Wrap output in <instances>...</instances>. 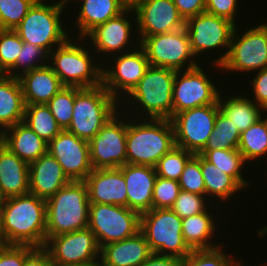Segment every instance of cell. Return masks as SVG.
Masks as SVG:
<instances>
[{"label":"cell","mask_w":267,"mask_h":266,"mask_svg":"<svg viewBox=\"0 0 267 266\" xmlns=\"http://www.w3.org/2000/svg\"><path fill=\"white\" fill-rule=\"evenodd\" d=\"M24 266H54L44 247H35L26 257Z\"/></svg>","instance_id":"f907efd6"},{"label":"cell","mask_w":267,"mask_h":266,"mask_svg":"<svg viewBox=\"0 0 267 266\" xmlns=\"http://www.w3.org/2000/svg\"><path fill=\"white\" fill-rule=\"evenodd\" d=\"M193 155L192 152L175 145L159 159L155 166L157 176L178 181L185 164Z\"/></svg>","instance_id":"74e56055"},{"label":"cell","mask_w":267,"mask_h":266,"mask_svg":"<svg viewBox=\"0 0 267 266\" xmlns=\"http://www.w3.org/2000/svg\"><path fill=\"white\" fill-rule=\"evenodd\" d=\"M71 180L48 152L29 164V193L47 200Z\"/></svg>","instance_id":"603a6c76"},{"label":"cell","mask_w":267,"mask_h":266,"mask_svg":"<svg viewBox=\"0 0 267 266\" xmlns=\"http://www.w3.org/2000/svg\"><path fill=\"white\" fill-rule=\"evenodd\" d=\"M118 103L103 84L89 88L75 87L72 119L66 130L89 142L121 106H128Z\"/></svg>","instance_id":"8992f818"},{"label":"cell","mask_w":267,"mask_h":266,"mask_svg":"<svg viewBox=\"0 0 267 266\" xmlns=\"http://www.w3.org/2000/svg\"><path fill=\"white\" fill-rule=\"evenodd\" d=\"M222 94H220L218 101L219 109L231 120L232 124L237 127L240 133L263 116L264 110L250 96H239L237 93L236 96L231 95L229 97L226 94V97H224Z\"/></svg>","instance_id":"4dcf8cb0"},{"label":"cell","mask_w":267,"mask_h":266,"mask_svg":"<svg viewBox=\"0 0 267 266\" xmlns=\"http://www.w3.org/2000/svg\"><path fill=\"white\" fill-rule=\"evenodd\" d=\"M22 46V39L13 29H0V63L7 73L14 67Z\"/></svg>","instance_id":"7bdbcfd3"},{"label":"cell","mask_w":267,"mask_h":266,"mask_svg":"<svg viewBox=\"0 0 267 266\" xmlns=\"http://www.w3.org/2000/svg\"><path fill=\"white\" fill-rule=\"evenodd\" d=\"M178 183L183 191L206 196L205 183L200 169V154H194L187 161Z\"/></svg>","instance_id":"b9f144b4"},{"label":"cell","mask_w":267,"mask_h":266,"mask_svg":"<svg viewBox=\"0 0 267 266\" xmlns=\"http://www.w3.org/2000/svg\"><path fill=\"white\" fill-rule=\"evenodd\" d=\"M209 210L211 209L182 219V236L191 250L210 249L221 245V242L216 244L211 241L218 229L215 224L216 218H213L214 214Z\"/></svg>","instance_id":"f546056e"},{"label":"cell","mask_w":267,"mask_h":266,"mask_svg":"<svg viewBox=\"0 0 267 266\" xmlns=\"http://www.w3.org/2000/svg\"><path fill=\"white\" fill-rule=\"evenodd\" d=\"M200 154L221 171L232 176L244 189L251 185L249 180L244 179L242 169L246 162L238 149L203 150Z\"/></svg>","instance_id":"836d02e7"},{"label":"cell","mask_w":267,"mask_h":266,"mask_svg":"<svg viewBox=\"0 0 267 266\" xmlns=\"http://www.w3.org/2000/svg\"><path fill=\"white\" fill-rule=\"evenodd\" d=\"M90 202L85 181H70L46 200V241L88 227Z\"/></svg>","instance_id":"3957f363"},{"label":"cell","mask_w":267,"mask_h":266,"mask_svg":"<svg viewBox=\"0 0 267 266\" xmlns=\"http://www.w3.org/2000/svg\"><path fill=\"white\" fill-rule=\"evenodd\" d=\"M218 104L187 109L170 120L174 128L175 145L193 154H200L214 130Z\"/></svg>","instance_id":"4fadbf2b"},{"label":"cell","mask_w":267,"mask_h":266,"mask_svg":"<svg viewBox=\"0 0 267 266\" xmlns=\"http://www.w3.org/2000/svg\"><path fill=\"white\" fill-rule=\"evenodd\" d=\"M182 259L153 253L140 266H181Z\"/></svg>","instance_id":"816d5d0a"},{"label":"cell","mask_w":267,"mask_h":266,"mask_svg":"<svg viewBox=\"0 0 267 266\" xmlns=\"http://www.w3.org/2000/svg\"><path fill=\"white\" fill-rule=\"evenodd\" d=\"M263 116L241 132L238 150L246 164L256 159L267 156V121Z\"/></svg>","instance_id":"d6a6232c"},{"label":"cell","mask_w":267,"mask_h":266,"mask_svg":"<svg viewBox=\"0 0 267 266\" xmlns=\"http://www.w3.org/2000/svg\"><path fill=\"white\" fill-rule=\"evenodd\" d=\"M140 231L155 254L184 259L192 251L182 236V218L171 208H152L142 213Z\"/></svg>","instance_id":"9c48e42d"},{"label":"cell","mask_w":267,"mask_h":266,"mask_svg":"<svg viewBox=\"0 0 267 266\" xmlns=\"http://www.w3.org/2000/svg\"><path fill=\"white\" fill-rule=\"evenodd\" d=\"M238 4V0H206L205 12L225 18L237 25L235 19Z\"/></svg>","instance_id":"7dc6e473"},{"label":"cell","mask_w":267,"mask_h":266,"mask_svg":"<svg viewBox=\"0 0 267 266\" xmlns=\"http://www.w3.org/2000/svg\"><path fill=\"white\" fill-rule=\"evenodd\" d=\"M72 38L70 36L49 53L48 64L64 86L89 88L101 85L103 66L94 59L96 52L91 53L90 48L87 50L83 46L87 42L85 38Z\"/></svg>","instance_id":"277c9868"},{"label":"cell","mask_w":267,"mask_h":266,"mask_svg":"<svg viewBox=\"0 0 267 266\" xmlns=\"http://www.w3.org/2000/svg\"><path fill=\"white\" fill-rule=\"evenodd\" d=\"M49 54L39 46L23 42L14 67L8 76L19 77L21 74L48 64Z\"/></svg>","instance_id":"f35d334b"},{"label":"cell","mask_w":267,"mask_h":266,"mask_svg":"<svg viewBox=\"0 0 267 266\" xmlns=\"http://www.w3.org/2000/svg\"><path fill=\"white\" fill-rule=\"evenodd\" d=\"M8 76V73L6 72V70L2 67L1 63H0V80L5 79Z\"/></svg>","instance_id":"6f0895ef"},{"label":"cell","mask_w":267,"mask_h":266,"mask_svg":"<svg viewBox=\"0 0 267 266\" xmlns=\"http://www.w3.org/2000/svg\"><path fill=\"white\" fill-rule=\"evenodd\" d=\"M135 38L136 36L133 38L134 42L137 40L143 48L150 66L181 71L201 65L194 59L185 27L170 33Z\"/></svg>","instance_id":"30bf717a"},{"label":"cell","mask_w":267,"mask_h":266,"mask_svg":"<svg viewBox=\"0 0 267 266\" xmlns=\"http://www.w3.org/2000/svg\"><path fill=\"white\" fill-rule=\"evenodd\" d=\"M173 3L185 21L205 12L206 0H173Z\"/></svg>","instance_id":"681fc988"},{"label":"cell","mask_w":267,"mask_h":266,"mask_svg":"<svg viewBox=\"0 0 267 266\" xmlns=\"http://www.w3.org/2000/svg\"><path fill=\"white\" fill-rule=\"evenodd\" d=\"M88 228L99 247L121 241L140 231V214L128 207L90 203Z\"/></svg>","instance_id":"8fae6325"},{"label":"cell","mask_w":267,"mask_h":266,"mask_svg":"<svg viewBox=\"0 0 267 266\" xmlns=\"http://www.w3.org/2000/svg\"><path fill=\"white\" fill-rule=\"evenodd\" d=\"M200 169L205 183L206 196L220 202L231 201L236 193L244 189L232 176L221 171L217 166L208 162L200 154ZM210 196V197H209ZM214 197V198H213ZM231 197V199H230ZM225 200V201H224Z\"/></svg>","instance_id":"1f68e13d"},{"label":"cell","mask_w":267,"mask_h":266,"mask_svg":"<svg viewBox=\"0 0 267 266\" xmlns=\"http://www.w3.org/2000/svg\"><path fill=\"white\" fill-rule=\"evenodd\" d=\"M34 248L30 245H4L0 249V266H24L25 257Z\"/></svg>","instance_id":"bcb514c9"},{"label":"cell","mask_w":267,"mask_h":266,"mask_svg":"<svg viewBox=\"0 0 267 266\" xmlns=\"http://www.w3.org/2000/svg\"><path fill=\"white\" fill-rule=\"evenodd\" d=\"M127 119V163L155 167L175 146L174 128L167 119ZM136 120V122H134ZM142 120V121H141Z\"/></svg>","instance_id":"7a4b0ae2"},{"label":"cell","mask_w":267,"mask_h":266,"mask_svg":"<svg viewBox=\"0 0 267 266\" xmlns=\"http://www.w3.org/2000/svg\"><path fill=\"white\" fill-rule=\"evenodd\" d=\"M263 112L266 113V112H267V109H265ZM266 115H267V114H266ZM266 115H265L264 117L266 118V121H267V116H266Z\"/></svg>","instance_id":"91938a15"},{"label":"cell","mask_w":267,"mask_h":266,"mask_svg":"<svg viewBox=\"0 0 267 266\" xmlns=\"http://www.w3.org/2000/svg\"><path fill=\"white\" fill-rule=\"evenodd\" d=\"M3 246H4V243H3L2 239H1V236H0V249H1Z\"/></svg>","instance_id":"680465c9"},{"label":"cell","mask_w":267,"mask_h":266,"mask_svg":"<svg viewBox=\"0 0 267 266\" xmlns=\"http://www.w3.org/2000/svg\"><path fill=\"white\" fill-rule=\"evenodd\" d=\"M235 27L229 50L210 62L212 66L230 72H257L267 67V23L250 27L240 33ZM238 31V32H237ZM214 62V63H213ZM214 64V65H213Z\"/></svg>","instance_id":"52a82bcc"},{"label":"cell","mask_w":267,"mask_h":266,"mask_svg":"<svg viewBox=\"0 0 267 266\" xmlns=\"http://www.w3.org/2000/svg\"><path fill=\"white\" fill-rule=\"evenodd\" d=\"M70 1H73L74 2V0H60V1L56 2V4L58 6H60L61 8H63V9H66L67 7H64V6H66V5L68 6V4L70 3ZM75 1H77L79 3L80 0H75Z\"/></svg>","instance_id":"11a10c76"},{"label":"cell","mask_w":267,"mask_h":266,"mask_svg":"<svg viewBox=\"0 0 267 266\" xmlns=\"http://www.w3.org/2000/svg\"><path fill=\"white\" fill-rule=\"evenodd\" d=\"M223 244L210 249L192 250L181 266H240L241 261L223 251ZM232 256V257H231Z\"/></svg>","instance_id":"8d00e7d4"},{"label":"cell","mask_w":267,"mask_h":266,"mask_svg":"<svg viewBox=\"0 0 267 266\" xmlns=\"http://www.w3.org/2000/svg\"><path fill=\"white\" fill-rule=\"evenodd\" d=\"M122 171L127 191V207L140 215L152 209L156 169L149 165L126 163L119 167Z\"/></svg>","instance_id":"7402d4cb"},{"label":"cell","mask_w":267,"mask_h":266,"mask_svg":"<svg viewBox=\"0 0 267 266\" xmlns=\"http://www.w3.org/2000/svg\"><path fill=\"white\" fill-rule=\"evenodd\" d=\"M120 110L89 141L93 169L119 168L127 163V117L124 118L126 110Z\"/></svg>","instance_id":"7c38bea8"},{"label":"cell","mask_w":267,"mask_h":266,"mask_svg":"<svg viewBox=\"0 0 267 266\" xmlns=\"http://www.w3.org/2000/svg\"><path fill=\"white\" fill-rule=\"evenodd\" d=\"M37 0H0V29H15Z\"/></svg>","instance_id":"60d3db41"},{"label":"cell","mask_w":267,"mask_h":266,"mask_svg":"<svg viewBox=\"0 0 267 266\" xmlns=\"http://www.w3.org/2000/svg\"><path fill=\"white\" fill-rule=\"evenodd\" d=\"M174 80L175 70L149 66L144 77L126 98L129 106L134 103V105L131 106L133 111L137 112L139 109L140 112L138 113H142L136 116L135 112L132 113L131 109H128V111H130L128 112L130 113L129 116L133 114V119H138L140 116L142 119L145 117V119L170 120L173 117L172 94ZM130 99L132 100L131 102L129 101ZM133 107L136 110H134Z\"/></svg>","instance_id":"5b68a950"},{"label":"cell","mask_w":267,"mask_h":266,"mask_svg":"<svg viewBox=\"0 0 267 266\" xmlns=\"http://www.w3.org/2000/svg\"><path fill=\"white\" fill-rule=\"evenodd\" d=\"M126 8L134 9L140 2L145 0H121Z\"/></svg>","instance_id":"db71d44e"},{"label":"cell","mask_w":267,"mask_h":266,"mask_svg":"<svg viewBox=\"0 0 267 266\" xmlns=\"http://www.w3.org/2000/svg\"><path fill=\"white\" fill-rule=\"evenodd\" d=\"M69 266H103V264H102L101 257H99L88 262H82V263L73 264Z\"/></svg>","instance_id":"f5cc1de1"},{"label":"cell","mask_w":267,"mask_h":266,"mask_svg":"<svg viewBox=\"0 0 267 266\" xmlns=\"http://www.w3.org/2000/svg\"><path fill=\"white\" fill-rule=\"evenodd\" d=\"M25 103L17 77L0 80V133L8 127L23 122Z\"/></svg>","instance_id":"f1b7e54d"},{"label":"cell","mask_w":267,"mask_h":266,"mask_svg":"<svg viewBox=\"0 0 267 266\" xmlns=\"http://www.w3.org/2000/svg\"><path fill=\"white\" fill-rule=\"evenodd\" d=\"M0 236L4 245L44 247L46 200L30 193L6 198L0 213Z\"/></svg>","instance_id":"6da1fadb"},{"label":"cell","mask_w":267,"mask_h":266,"mask_svg":"<svg viewBox=\"0 0 267 266\" xmlns=\"http://www.w3.org/2000/svg\"><path fill=\"white\" fill-rule=\"evenodd\" d=\"M111 57L113 64L111 62L109 64L113 66L108 65L106 68H102V84L119 104L125 103V98L144 77L150 66L149 61L140 45L131 51L119 55L115 54ZM123 96L126 97L122 98Z\"/></svg>","instance_id":"5bb4252c"},{"label":"cell","mask_w":267,"mask_h":266,"mask_svg":"<svg viewBox=\"0 0 267 266\" xmlns=\"http://www.w3.org/2000/svg\"><path fill=\"white\" fill-rule=\"evenodd\" d=\"M152 254L141 231L121 241L105 244L100 249L103 266H140Z\"/></svg>","instance_id":"cb8c5ba5"},{"label":"cell","mask_w":267,"mask_h":266,"mask_svg":"<svg viewBox=\"0 0 267 266\" xmlns=\"http://www.w3.org/2000/svg\"><path fill=\"white\" fill-rule=\"evenodd\" d=\"M235 27L233 22L207 12L190 17L185 22L191 50L196 58L211 50L219 51L222 47L229 50Z\"/></svg>","instance_id":"2e32d148"},{"label":"cell","mask_w":267,"mask_h":266,"mask_svg":"<svg viewBox=\"0 0 267 266\" xmlns=\"http://www.w3.org/2000/svg\"><path fill=\"white\" fill-rule=\"evenodd\" d=\"M23 122L47 143L62 131L46 104L25 105Z\"/></svg>","instance_id":"e575fe53"},{"label":"cell","mask_w":267,"mask_h":266,"mask_svg":"<svg viewBox=\"0 0 267 266\" xmlns=\"http://www.w3.org/2000/svg\"><path fill=\"white\" fill-rule=\"evenodd\" d=\"M240 134V131L232 124L231 120L219 110L214 130L204 150L238 149Z\"/></svg>","instance_id":"d590c367"},{"label":"cell","mask_w":267,"mask_h":266,"mask_svg":"<svg viewBox=\"0 0 267 266\" xmlns=\"http://www.w3.org/2000/svg\"><path fill=\"white\" fill-rule=\"evenodd\" d=\"M44 248L54 266H69L100 257V247L94 233L87 227L82 230L50 237Z\"/></svg>","instance_id":"e0dca14e"},{"label":"cell","mask_w":267,"mask_h":266,"mask_svg":"<svg viewBox=\"0 0 267 266\" xmlns=\"http://www.w3.org/2000/svg\"><path fill=\"white\" fill-rule=\"evenodd\" d=\"M0 142L27 164L46 154L48 148V143L24 122L3 130Z\"/></svg>","instance_id":"484cf974"},{"label":"cell","mask_w":267,"mask_h":266,"mask_svg":"<svg viewBox=\"0 0 267 266\" xmlns=\"http://www.w3.org/2000/svg\"><path fill=\"white\" fill-rule=\"evenodd\" d=\"M0 189L6 198L29 193V164L0 142Z\"/></svg>","instance_id":"4316f807"},{"label":"cell","mask_w":267,"mask_h":266,"mask_svg":"<svg viewBox=\"0 0 267 266\" xmlns=\"http://www.w3.org/2000/svg\"><path fill=\"white\" fill-rule=\"evenodd\" d=\"M253 79L250 81L254 98H251L263 110L267 109V67L257 71Z\"/></svg>","instance_id":"c3c4849f"},{"label":"cell","mask_w":267,"mask_h":266,"mask_svg":"<svg viewBox=\"0 0 267 266\" xmlns=\"http://www.w3.org/2000/svg\"><path fill=\"white\" fill-rule=\"evenodd\" d=\"M81 8L74 23L77 26V38H84L95 27L118 16L126 7L121 0H80Z\"/></svg>","instance_id":"83f0119b"},{"label":"cell","mask_w":267,"mask_h":266,"mask_svg":"<svg viewBox=\"0 0 267 266\" xmlns=\"http://www.w3.org/2000/svg\"><path fill=\"white\" fill-rule=\"evenodd\" d=\"M47 152L62 166L71 181H84L93 170L89 142L67 130H62L48 143Z\"/></svg>","instance_id":"d6986e66"},{"label":"cell","mask_w":267,"mask_h":266,"mask_svg":"<svg viewBox=\"0 0 267 266\" xmlns=\"http://www.w3.org/2000/svg\"><path fill=\"white\" fill-rule=\"evenodd\" d=\"M202 65L189 70L175 71L173 86V116L181 111L218 104L221 90L211 81Z\"/></svg>","instance_id":"9a60e30c"},{"label":"cell","mask_w":267,"mask_h":266,"mask_svg":"<svg viewBox=\"0 0 267 266\" xmlns=\"http://www.w3.org/2000/svg\"><path fill=\"white\" fill-rule=\"evenodd\" d=\"M5 201H6V197L4 196L2 190L0 189V213H1L3 206L5 205Z\"/></svg>","instance_id":"9f6ffc18"},{"label":"cell","mask_w":267,"mask_h":266,"mask_svg":"<svg viewBox=\"0 0 267 266\" xmlns=\"http://www.w3.org/2000/svg\"><path fill=\"white\" fill-rule=\"evenodd\" d=\"M134 13V9L126 8L118 16L113 17L107 22L95 27L84 37L85 40H88L87 43L90 41V46L93 45L92 47L94 48L92 51L97 52V54H95L96 57L98 54H102L103 56L104 54H108V56L110 54H121L125 51H131L139 45V43H136L135 46L132 39L133 30H137L133 29L134 24H136V19H133L132 21L129 16Z\"/></svg>","instance_id":"ac0fdd59"},{"label":"cell","mask_w":267,"mask_h":266,"mask_svg":"<svg viewBox=\"0 0 267 266\" xmlns=\"http://www.w3.org/2000/svg\"><path fill=\"white\" fill-rule=\"evenodd\" d=\"M180 191L178 181L157 176L153 188L152 208H171Z\"/></svg>","instance_id":"f6af8a7d"},{"label":"cell","mask_w":267,"mask_h":266,"mask_svg":"<svg viewBox=\"0 0 267 266\" xmlns=\"http://www.w3.org/2000/svg\"><path fill=\"white\" fill-rule=\"evenodd\" d=\"M63 12L65 10L56 3L49 5L37 0L14 31L23 42L39 46L49 54L71 36L66 26L63 28Z\"/></svg>","instance_id":"ba28073f"},{"label":"cell","mask_w":267,"mask_h":266,"mask_svg":"<svg viewBox=\"0 0 267 266\" xmlns=\"http://www.w3.org/2000/svg\"><path fill=\"white\" fill-rule=\"evenodd\" d=\"M208 200L211 198L181 190L171 210L184 219L205 212L208 209Z\"/></svg>","instance_id":"ee69618b"},{"label":"cell","mask_w":267,"mask_h":266,"mask_svg":"<svg viewBox=\"0 0 267 266\" xmlns=\"http://www.w3.org/2000/svg\"><path fill=\"white\" fill-rule=\"evenodd\" d=\"M74 102L75 87L64 86L46 104L62 130H66L70 125Z\"/></svg>","instance_id":"ab89813d"},{"label":"cell","mask_w":267,"mask_h":266,"mask_svg":"<svg viewBox=\"0 0 267 266\" xmlns=\"http://www.w3.org/2000/svg\"><path fill=\"white\" fill-rule=\"evenodd\" d=\"M137 38L170 33L185 27L173 0H145L134 8Z\"/></svg>","instance_id":"ffe728a7"},{"label":"cell","mask_w":267,"mask_h":266,"mask_svg":"<svg viewBox=\"0 0 267 266\" xmlns=\"http://www.w3.org/2000/svg\"><path fill=\"white\" fill-rule=\"evenodd\" d=\"M25 105L47 104L64 85L47 64L18 77Z\"/></svg>","instance_id":"d4e9b609"},{"label":"cell","mask_w":267,"mask_h":266,"mask_svg":"<svg viewBox=\"0 0 267 266\" xmlns=\"http://www.w3.org/2000/svg\"><path fill=\"white\" fill-rule=\"evenodd\" d=\"M84 181L90 203L127 207L126 183L119 168L93 169Z\"/></svg>","instance_id":"44dd1931"}]
</instances>
